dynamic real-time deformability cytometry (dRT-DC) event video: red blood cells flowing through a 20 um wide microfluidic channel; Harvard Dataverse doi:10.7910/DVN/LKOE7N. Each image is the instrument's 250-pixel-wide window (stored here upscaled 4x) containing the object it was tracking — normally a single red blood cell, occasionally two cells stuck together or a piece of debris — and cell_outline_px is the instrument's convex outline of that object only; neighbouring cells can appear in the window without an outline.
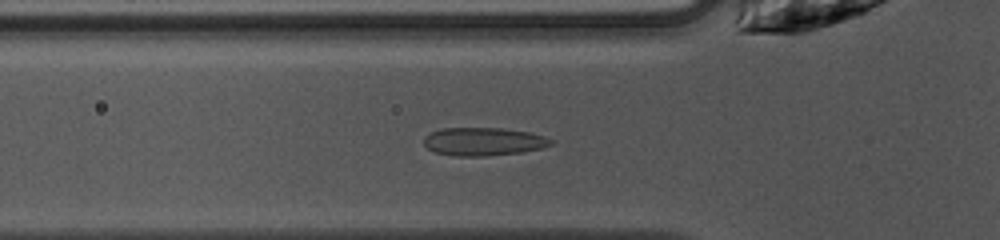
{"species": "common noctule bat (a hibernating species)", "species_latin": "Nyctalus noctula", "temperature_condition": "warm", "stored_images_in_passage": 38, "camera_frame_rate_fps": 3000, "um_per_image_px": 0.085, "animal": {"sex": "female", "body_mass_g": 10.0, "forearm_length_mm": 53.1}, "frame": {"image": 1, "passage_image": 5, "time_ms": 1.333, "image_size_px": [1000, 240], "cell_outline_px": [[552, 144], [544, 148], [520, 152], [484, 156], [456, 156], [436, 152], [428, 148], [424, 144], [424, 136], [440, 128], [500, 128], [532, 132], [544, 136], [552, 140]], "centroid_in_image_um": [41.11, 12.02], "position_along_channel_um": 84.7, "area_um2": 20.81}}
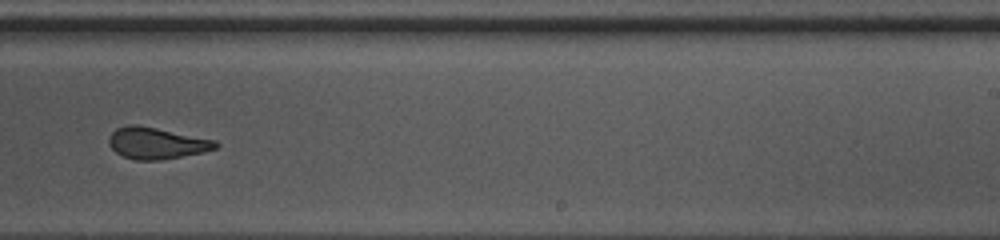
{"frame": {"image": 2, "passage_image": 19, "time_ms": 6.0, "image_size_px": [1000, 240], "cell_outline_px": [[220, 144], [216, 148], [204, 152], [160, 160], [136, 160], [124, 156], [116, 152], [108, 144], [108, 136], [116, 128], [128, 124], [136, 124], [216, 140]], "centroid_in_image_um": [13.29, 12.16], "position_along_channel_um": 275.7, "area_um2": 19.59}}
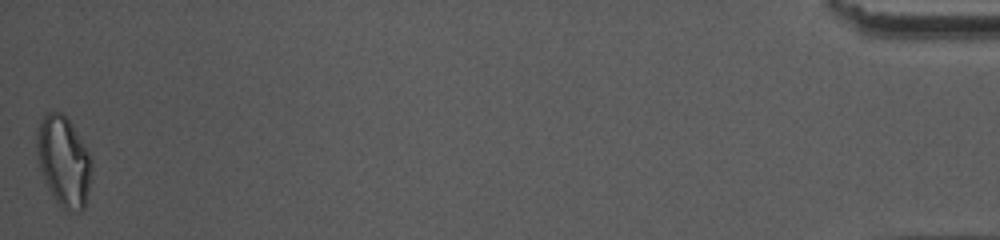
{"frame": {"image": 3, "passage_image": 38, "time_ms": 12.333, "image_size_px": [1000, 240], "cell_outline_px": [[92, 172], [84, 208], [80, 212], [64, 212], [48, 188], [44, 180], [40, 168], [36, 152], [36, 132], [40, 120], [44, 112], [60, 112], [72, 124], [88, 152], [92, 160]], "centroid_in_image_um": [5.4, 13.72], "position_along_channel_um": 429.8, "area_um2": 29.02}, "authors_computed_cell_mechanics": {"area_um2": 20.519, "velocity_mm_per_s": 4.0713, "shape_relaxation_time_tau1_ms": null, "shape_relaxation_time_tau2_ms": 2.4151, "deformation_change_tau1": null, "deformation_change_tau2": 0.0411}}